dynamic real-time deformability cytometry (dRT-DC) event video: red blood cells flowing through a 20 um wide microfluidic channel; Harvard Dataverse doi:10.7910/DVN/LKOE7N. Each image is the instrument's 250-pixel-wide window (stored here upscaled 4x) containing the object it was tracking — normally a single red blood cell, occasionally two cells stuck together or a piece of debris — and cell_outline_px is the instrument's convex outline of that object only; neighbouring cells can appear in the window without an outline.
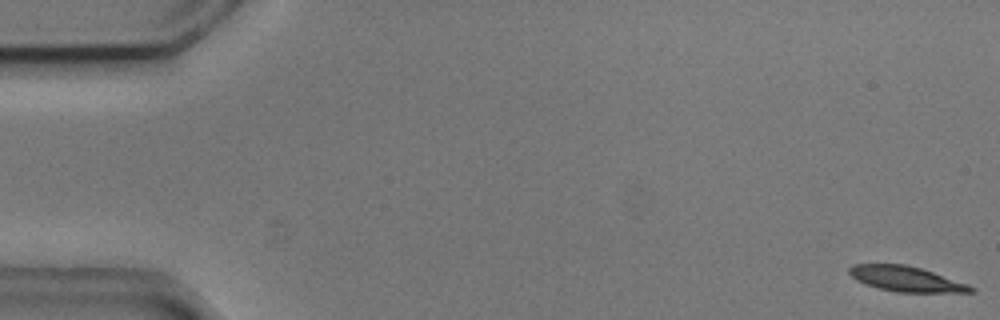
{"species": "common noctule bat (a hibernating species)", "species_latin": "Nyctalus noctula", "temperature_condition": "cold", "stored_images_in_passage": 54, "camera_frame_rate_fps": 3000, "um_per_image_px": 0.085, "animal": {"sex": "male", "body_mass_g": 20.5, "forearm_length_mm": 52.5}, "frame": {"image": 1, "passage_image": 1, "time_ms": 0.0, "image_size_px": [1000, 320], "cell_outline_px": [[976, 292], [896, 292], [880, 288], [856, 280], [848, 272], [848, 268], [852, 264], [904, 264], [920, 268], [968, 284], [976, 288]], "centroid_in_image_um": [77.02, 23.7], "position_along_channel_um": 8.0, "area_um2": 17.63}}
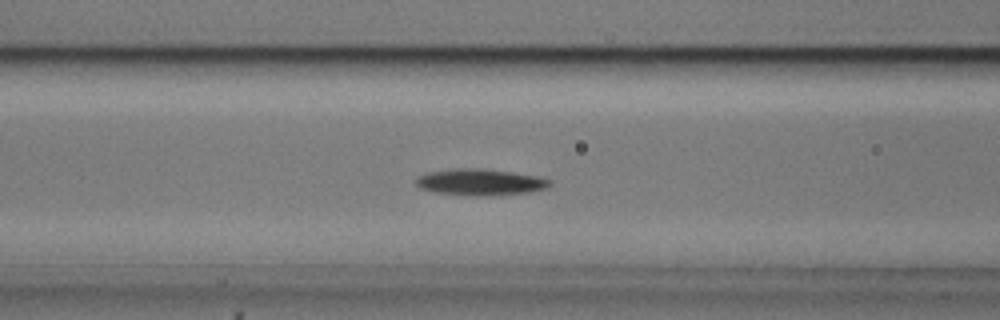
{"frame": {"image": 2, "passage_image": 22, "time_ms": 7.0, "image_size_px": [1000, 320], "cell_outline_px": [[552, 184], [548, 188], [528, 192], [492, 196], [468, 196], [432, 192], [420, 188], [416, 184], [416, 176], [428, 172], [456, 168], [476, 168], [512, 172], [540, 176], [552, 180]], "centroid_in_image_um": [40.83, 15.49], "position_along_channel_um": 125.8, "area_um2": 20.98}}
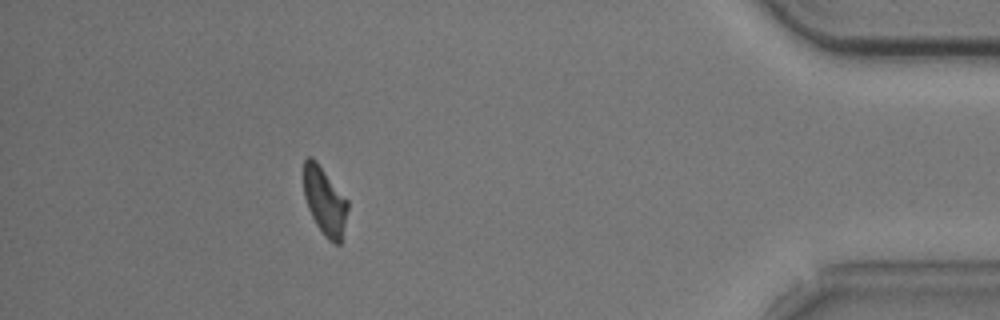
{"frame": {"image": 3, "passage_image": 49, "time_ms": 16.0, "image_size_px": [1000, 320], "cell_outline_px": [[348, 208], [340, 244], [332, 244], [324, 236], [316, 224], [308, 208], [304, 196], [304, 160], [308, 156], [312, 156], [316, 160], [348, 200]], "centroid_in_image_um": [27.6, 17.09], "position_along_channel_um": 407.6, "area_um2": 17.4}, "authors_computed_cell_mechanics": {"area_um2": 18.8139, "velocity_mm_per_s": 3.7034, "shape_relaxation_time_tau1_ms": 4.7415, "shape_relaxation_time_tau2_ms": null, "deformation_change_tau1": 0.1349, "deformation_change_tau2": null}}